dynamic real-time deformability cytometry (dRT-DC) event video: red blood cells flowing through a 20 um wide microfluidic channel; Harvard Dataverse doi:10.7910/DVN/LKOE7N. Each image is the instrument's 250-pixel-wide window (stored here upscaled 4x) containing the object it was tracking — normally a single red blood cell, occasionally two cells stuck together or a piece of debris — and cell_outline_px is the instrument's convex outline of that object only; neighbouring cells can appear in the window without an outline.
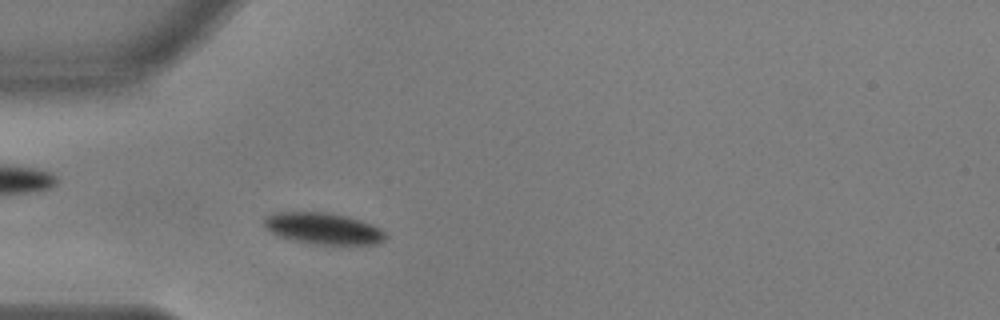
{"species": "common noctule bat (a hibernating species)", "species_latin": "Nyctalus noctula", "temperature_condition": "warm", "stored_images_in_passage": 47, "camera_frame_rate_fps": 3000, "um_per_image_px": 0.085, "animal": {"sex": "male", "body_mass_g": 17.9, "forearm_length_mm": 54.2}, "frame": {"image": 1, "passage_image": 8, "time_ms": 2.333, "image_size_px": [1000, 320], "cell_outline_px": [[388, 236], [380, 244], [312, 244], [292, 240], [280, 236], [264, 228], [264, 216], [276, 212], [328, 212], [348, 216], [372, 224], [380, 228]], "centroid_in_image_um": [27.48, 19.42], "position_along_channel_um": 57.5, "area_um2": 22.43}}
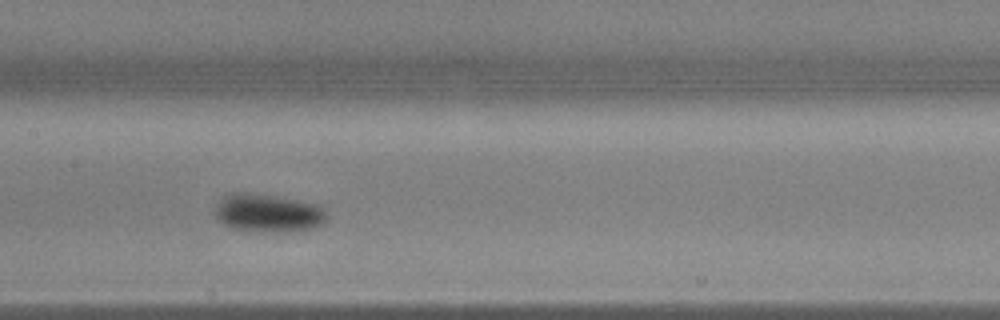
{"frame": {"image": 2, "passage_image": 19, "time_ms": 6.0, "image_size_px": [1000, 320], "cell_outline_px": [[328, 220], [324, 224], [312, 228], [272, 232], [228, 228], [216, 216], [216, 204], [224, 196], [232, 192], [248, 192], [276, 196], [316, 204], [324, 208], [328, 216]], "centroid_in_image_um": [22.8, 18.09], "position_along_channel_um": 184.6, "area_um2": 24.8}}
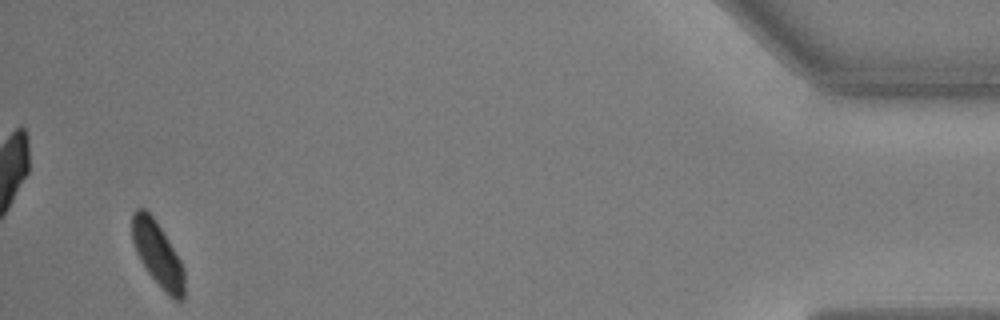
{"frame": {"image": 3, "passage_image": 45, "time_ms": 14.667, "image_size_px": [1000, 320], "cell_outline_px": [[184, 300], [176, 300], [168, 296], [160, 288], [148, 272], [140, 260], [136, 252], [132, 240], [132, 212], [136, 208], [144, 208], [156, 220], [180, 260], [184, 268]], "centroid_in_image_um": [13.39, 21.62], "position_along_channel_um": 421.8, "area_um2": 19.71}, "authors_computed_cell_mechanics": {"area_um2": 22.542, "velocity_mm_per_s": 3.6028, "shape_relaxation_time_tau1_ms": 3.3933, "shape_relaxation_time_tau2_ms": null, "deformation_change_tau1": 0.1233, "deformation_change_tau2": null}}